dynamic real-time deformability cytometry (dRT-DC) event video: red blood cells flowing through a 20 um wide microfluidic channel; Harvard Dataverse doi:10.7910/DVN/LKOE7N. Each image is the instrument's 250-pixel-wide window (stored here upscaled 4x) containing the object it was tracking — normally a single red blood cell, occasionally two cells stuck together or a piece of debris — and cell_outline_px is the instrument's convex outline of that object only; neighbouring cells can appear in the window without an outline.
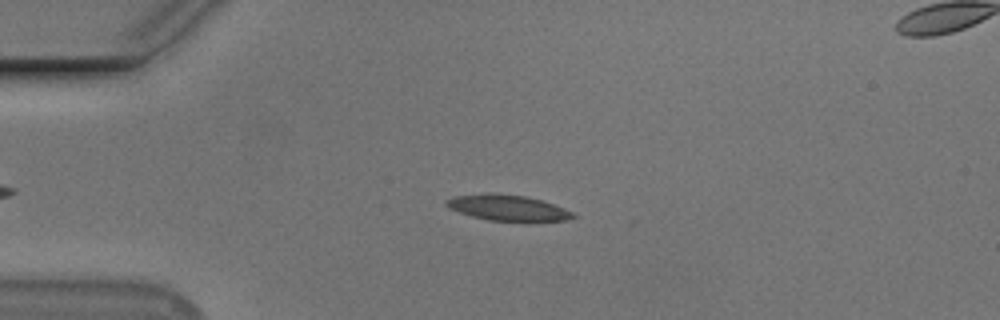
{"species": "Egyptian fruit bat (a non-hibernating species)", "species_latin": "Rousettus aegyptiacus", "temperature_condition": "cold", "stored_images_in_passage": 51, "camera_frame_rate_fps": 3000, "um_per_image_px": 0.085, "animal": {"sex": "male"}, "frame": {"image": 1, "passage_image": 9, "time_ms": 2.667, "image_size_px": [1000, 320], "cell_outline_px": [[580, 216], [564, 220], [528, 224], [488, 220], [472, 216], [448, 208], [444, 204], [444, 200], [452, 196], [524, 196], [540, 200], [564, 208]], "centroid_in_image_um": [43.26, 17.76], "position_along_channel_um": 41.7, "area_um2": 18.84}}
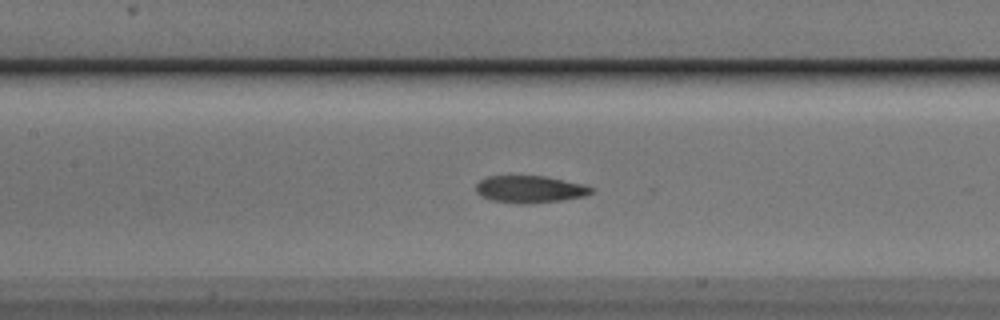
{"frame": {"image": 2, "passage_image": 21, "time_ms": 6.667, "image_size_px": [1000, 320], "cell_outline_px": [[592, 192], [584, 196], [564, 200], [532, 204], [520, 204], [492, 200], [480, 196], [476, 192], [476, 184], [480, 180], [488, 176], [544, 176], [580, 184], [592, 188]], "centroid_in_image_um": [44.99, 16.1], "position_along_channel_um": 162.4, "area_um2": 18.15}}
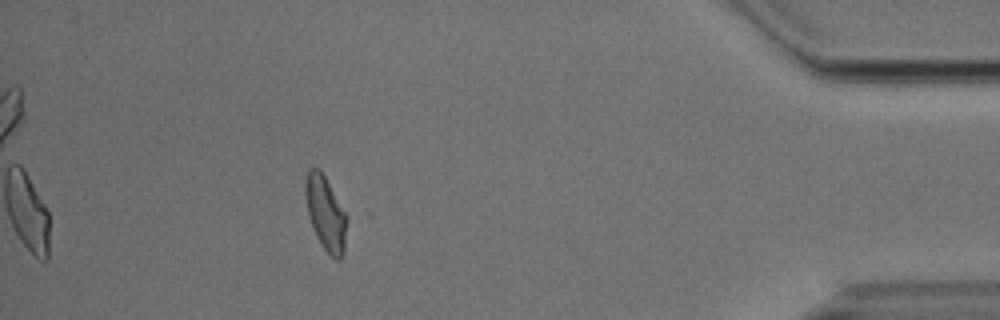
{"frame": {"image": 3, "passage_image": 45, "time_ms": 14.667, "image_size_px": [1000, 320], "cell_outline_px": [[352, 216], [344, 252], [340, 260], [336, 260], [320, 244], [312, 228], [308, 216], [304, 192], [304, 184], [308, 168], [320, 168]], "centroid_in_image_um": [27.76, 18.11], "position_along_channel_um": 407.4, "area_um2": 19.48}, "authors_computed_cell_mechanics": {"area_um2": 18.7272, "velocity_mm_per_s": 3.7111, "shape_relaxation_time_tau1_ms": 4.6118, "shape_relaxation_time_tau2_ms": 2.7959, "deformation_change_tau1": 0.1379, "deformation_change_tau2": 0.0992}}